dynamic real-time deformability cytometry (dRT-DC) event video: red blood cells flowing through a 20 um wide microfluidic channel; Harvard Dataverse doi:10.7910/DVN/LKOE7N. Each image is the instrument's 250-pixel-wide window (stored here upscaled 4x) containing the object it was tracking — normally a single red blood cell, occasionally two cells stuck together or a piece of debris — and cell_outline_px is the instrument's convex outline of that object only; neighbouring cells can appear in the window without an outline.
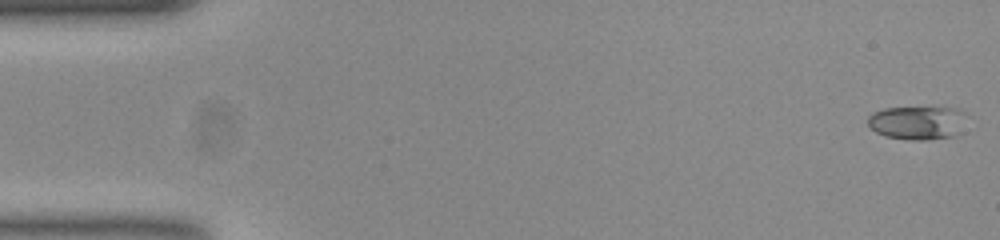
{"species": "common noctule bat (a hibernating species)", "species_latin": "Nyctalus noctula", "temperature_condition": "room temperature", "stored_images_in_passage": 54, "segment_of_instrument_passage": [1, 2], "camera_frame_rate_fps": 3000, "um_per_image_px": 0.085, "animal": {"sex": "female", "body_mass_g": 23.0, "forearm_length_mm": 53.4}, "frame": {"image": 1, "passage_image": 1, "time_ms": 0.0, "image_size_px": [1000, 240], "cell_outline_px": [[960, 132], [956, 136], [928, 140], [912, 140], [884, 136], [876, 132], [868, 124], [868, 116], [872, 112], [884, 108], [960, 108]], "centroid_in_image_um": [77.88, 10.45], "position_along_channel_um": 7.1, "area_um2": 18.9}}
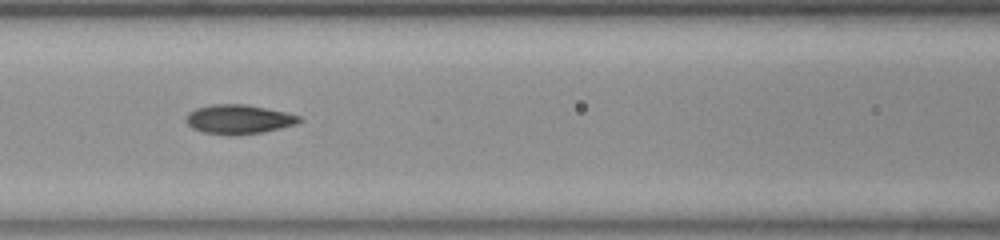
{"frame": {"image": 2, "passage_image": 23, "time_ms": 7.333, "image_size_px": [1000, 240], "cell_outline_px": [[304, 120], [296, 124], [260, 132], [204, 132], [192, 128], [184, 120], [188, 112], [196, 108], [212, 104], [248, 104], [284, 112], [300, 116]], "centroid_in_image_um": [20.28, 10.08], "position_along_channel_um": 146.3, "area_um2": 18.5}}
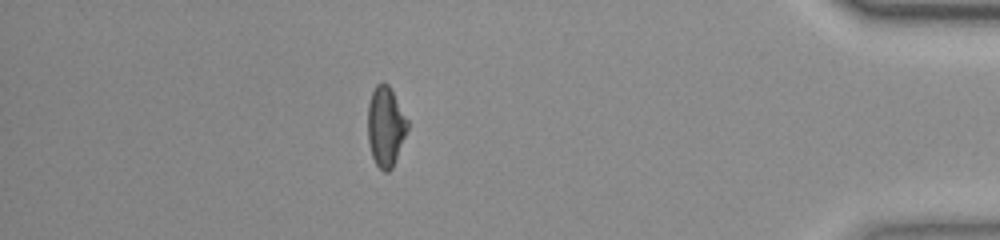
{"frame": {"image": 3, "passage_image": 47, "time_ms": 15.333, "image_size_px": [1000, 240], "cell_outline_px": [[408, 128], [392, 168], [388, 172], [384, 172], [376, 164], [372, 156], [368, 140], [368, 104], [372, 92], [376, 84], [388, 84], [408, 120]], "centroid_in_image_um": [32.77, 10.76], "position_along_channel_um": 402.4, "area_um2": 18.21}}